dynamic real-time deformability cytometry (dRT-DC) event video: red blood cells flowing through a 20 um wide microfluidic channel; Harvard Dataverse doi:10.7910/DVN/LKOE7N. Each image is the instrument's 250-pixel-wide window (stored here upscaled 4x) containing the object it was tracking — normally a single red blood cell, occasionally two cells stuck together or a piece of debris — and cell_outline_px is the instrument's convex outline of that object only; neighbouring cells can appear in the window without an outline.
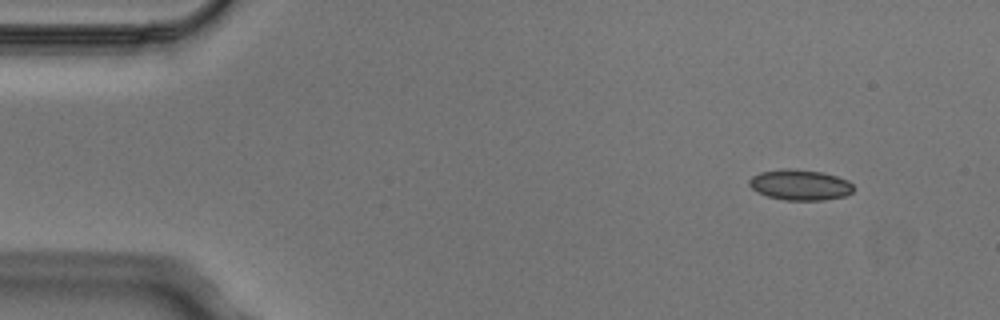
{"species": "Egyptian fruit bat (a non-hibernating species)", "species_latin": "Rousettus aegyptiacus", "temperature_condition": "cold", "stored_images_in_passage": 5, "camera_frame_rate_fps": 3000, "um_per_image_px": 0.085, "animal": {"sex": "male"}, "frame": {"image": 1, "passage_image": 1, "time_ms": 0.0, "image_size_px": [1000, 320], "cell_outline_px": [[852, 192], [844, 196], [824, 200], [784, 200], [768, 196], [752, 188], [748, 184], [748, 180], [752, 176], [760, 172], [784, 168], [792, 168], [820, 172], [836, 176], [848, 180], [852, 184]], "centroid_in_image_um": [67.98, 15.71], "position_along_channel_um": 17.0, "area_um2": 18.5}}
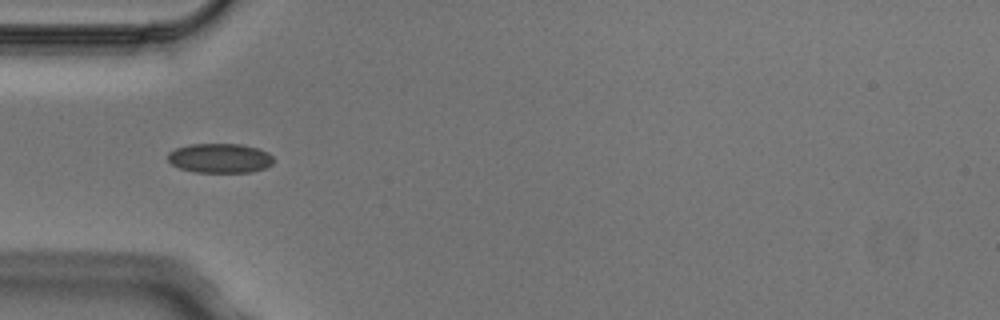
{"frame": {"image": 2, "passage_image": 4, "time_ms": 1.0, "image_size_px": [1000, 320], "cell_outline_px": [[272, 164], [264, 168], [248, 172], [192, 172], [180, 168], [172, 164], [168, 160], [168, 152], [176, 148], [192, 144], [240, 144], [256, 148], [268, 152], [272, 156]], "centroid_in_image_um": [18.66, 13.44], "position_along_channel_um": 66.3, "area_um2": 18.03}}
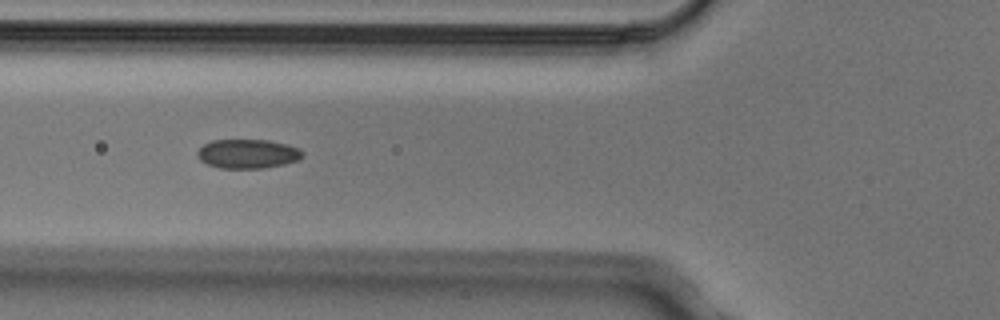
{"frame": {"image": 3, "passage_image": 5, "time_ms": 1.333, "image_size_px": [1000, 320], "cell_outline_px": [[304, 156], [296, 160], [284, 164], [264, 168], [220, 168], [208, 164], [200, 160], [196, 156], [196, 152], [204, 144], [212, 140], [268, 140], [288, 144], [300, 148], [304, 152]], "centroid_in_image_um": [21.06, 13.07], "position_along_channel_um": 104.7, "area_um2": 17.98}}